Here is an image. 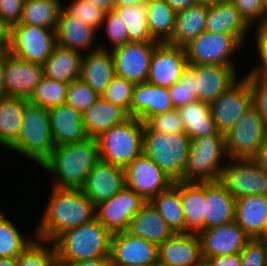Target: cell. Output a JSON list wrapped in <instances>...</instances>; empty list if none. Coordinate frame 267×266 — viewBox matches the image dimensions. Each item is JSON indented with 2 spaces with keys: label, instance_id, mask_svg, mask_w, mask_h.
<instances>
[{
  "label": "cell",
  "instance_id": "obj_1",
  "mask_svg": "<svg viewBox=\"0 0 267 266\" xmlns=\"http://www.w3.org/2000/svg\"><path fill=\"white\" fill-rule=\"evenodd\" d=\"M52 187L43 216L34 231L35 238L50 242L65 230L96 218L95 205L79 188Z\"/></svg>",
  "mask_w": 267,
  "mask_h": 266
},
{
  "label": "cell",
  "instance_id": "obj_2",
  "mask_svg": "<svg viewBox=\"0 0 267 266\" xmlns=\"http://www.w3.org/2000/svg\"><path fill=\"white\" fill-rule=\"evenodd\" d=\"M99 160L97 139L87 137L81 142L55 146L41 167L57 176L55 187L80 189Z\"/></svg>",
  "mask_w": 267,
  "mask_h": 266
},
{
  "label": "cell",
  "instance_id": "obj_3",
  "mask_svg": "<svg viewBox=\"0 0 267 266\" xmlns=\"http://www.w3.org/2000/svg\"><path fill=\"white\" fill-rule=\"evenodd\" d=\"M111 233L96 219L59 234L53 241L57 262L93 260L110 256Z\"/></svg>",
  "mask_w": 267,
  "mask_h": 266
},
{
  "label": "cell",
  "instance_id": "obj_4",
  "mask_svg": "<svg viewBox=\"0 0 267 266\" xmlns=\"http://www.w3.org/2000/svg\"><path fill=\"white\" fill-rule=\"evenodd\" d=\"M54 147L48 108L28 101L16 140L8 148L41 166L50 157Z\"/></svg>",
  "mask_w": 267,
  "mask_h": 266
},
{
  "label": "cell",
  "instance_id": "obj_5",
  "mask_svg": "<svg viewBox=\"0 0 267 266\" xmlns=\"http://www.w3.org/2000/svg\"><path fill=\"white\" fill-rule=\"evenodd\" d=\"M144 123L133 117L96 137L99 159L124 168L143 152Z\"/></svg>",
  "mask_w": 267,
  "mask_h": 266
},
{
  "label": "cell",
  "instance_id": "obj_6",
  "mask_svg": "<svg viewBox=\"0 0 267 266\" xmlns=\"http://www.w3.org/2000/svg\"><path fill=\"white\" fill-rule=\"evenodd\" d=\"M225 157V158H224ZM228 159L224 134L191 139L188 157L183 170V182L218 181Z\"/></svg>",
  "mask_w": 267,
  "mask_h": 266
},
{
  "label": "cell",
  "instance_id": "obj_7",
  "mask_svg": "<svg viewBox=\"0 0 267 266\" xmlns=\"http://www.w3.org/2000/svg\"><path fill=\"white\" fill-rule=\"evenodd\" d=\"M190 142L191 139L185 132L164 134L151 131L144 124L143 153L174 182L183 178Z\"/></svg>",
  "mask_w": 267,
  "mask_h": 266
},
{
  "label": "cell",
  "instance_id": "obj_8",
  "mask_svg": "<svg viewBox=\"0 0 267 266\" xmlns=\"http://www.w3.org/2000/svg\"><path fill=\"white\" fill-rule=\"evenodd\" d=\"M244 44L234 35L204 31L184 46L188 65L235 66L231 56Z\"/></svg>",
  "mask_w": 267,
  "mask_h": 266
},
{
  "label": "cell",
  "instance_id": "obj_9",
  "mask_svg": "<svg viewBox=\"0 0 267 266\" xmlns=\"http://www.w3.org/2000/svg\"><path fill=\"white\" fill-rule=\"evenodd\" d=\"M55 45L56 30L27 24L10 27L7 51L22 60L42 65Z\"/></svg>",
  "mask_w": 267,
  "mask_h": 266
},
{
  "label": "cell",
  "instance_id": "obj_10",
  "mask_svg": "<svg viewBox=\"0 0 267 266\" xmlns=\"http://www.w3.org/2000/svg\"><path fill=\"white\" fill-rule=\"evenodd\" d=\"M228 160L219 181L234 199L249 195L267 196V172L253 158Z\"/></svg>",
  "mask_w": 267,
  "mask_h": 266
},
{
  "label": "cell",
  "instance_id": "obj_11",
  "mask_svg": "<svg viewBox=\"0 0 267 266\" xmlns=\"http://www.w3.org/2000/svg\"><path fill=\"white\" fill-rule=\"evenodd\" d=\"M266 137L267 130L252 105L224 135L228 158H253Z\"/></svg>",
  "mask_w": 267,
  "mask_h": 266
},
{
  "label": "cell",
  "instance_id": "obj_12",
  "mask_svg": "<svg viewBox=\"0 0 267 266\" xmlns=\"http://www.w3.org/2000/svg\"><path fill=\"white\" fill-rule=\"evenodd\" d=\"M125 187L145 201L167 190L174 181L143 152L124 168Z\"/></svg>",
  "mask_w": 267,
  "mask_h": 266
},
{
  "label": "cell",
  "instance_id": "obj_13",
  "mask_svg": "<svg viewBox=\"0 0 267 266\" xmlns=\"http://www.w3.org/2000/svg\"><path fill=\"white\" fill-rule=\"evenodd\" d=\"M209 105L217 131L225 135L252 106L248 81L244 77L238 79Z\"/></svg>",
  "mask_w": 267,
  "mask_h": 266
},
{
  "label": "cell",
  "instance_id": "obj_14",
  "mask_svg": "<svg viewBox=\"0 0 267 266\" xmlns=\"http://www.w3.org/2000/svg\"><path fill=\"white\" fill-rule=\"evenodd\" d=\"M146 201L133 190L124 187L110 199L95 206L96 219L111 233L127 230L132 217Z\"/></svg>",
  "mask_w": 267,
  "mask_h": 266
},
{
  "label": "cell",
  "instance_id": "obj_15",
  "mask_svg": "<svg viewBox=\"0 0 267 266\" xmlns=\"http://www.w3.org/2000/svg\"><path fill=\"white\" fill-rule=\"evenodd\" d=\"M159 42H126L111 50L116 75L134 84L147 81L152 52Z\"/></svg>",
  "mask_w": 267,
  "mask_h": 266
},
{
  "label": "cell",
  "instance_id": "obj_16",
  "mask_svg": "<svg viewBox=\"0 0 267 266\" xmlns=\"http://www.w3.org/2000/svg\"><path fill=\"white\" fill-rule=\"evenodd\" d=\"M110 258L112 266H158V246L128 232L111 235Z\"/></svg>",
  "mask_w": 267,
  "mask_h": 266
},
{
  "label": "cell",
  "instance_id": "obj_17",
  "mask_svg": "<svg viewBox=\"0 0 267 266\" xmlns=\"http://www.w3.org/2000/svg\"><path fill=\"white\" fill-rule=\"evenodd\" d=\"M188 66L184 47L159 43L152 52L147 82L169 88Z\"/></svg>",
  "mask_w": 267,
  "mask_h": 266
},
{
  "label": "cell",
  "instance_id": "obj_18",
  "mask_svg": "<svg viewBox=\"0 0 267 266\" xmlns=\"http://www.w3.org/2000/svg\"><path fill=\"white\" fill-rule=\"evenodd\" d=\"M198 236L203 261L210 257L240 253L250 239L235 221L204 229Z\"/></svg>",
  "mask_w": 267,
  "mask_h": 266
},
{
  "label": "cell",
  "instance_id": "obj_19",
  "mask_svg": "<svg viewBox=\"0 0 267 266\" xmlns=\"http://www.w3.org/2000/svg\"><path fill=\"white\" fill-rule=\"evenodd\" d=\"M125 187L124 170L122 167L99 160L86 176L80 190L96 206L110 199Z\"/></svg>",
  "mask_w": 267,
  "mask_h": 266
},
{
  "label": "cell",
  "instance_id": "obj_20",
  "mask_svg": "<svg viewBox=\"0 0 267 266\" xmlns=\"http://www.w3.org/2000/svg\"><path fill=\"white\" fill-rule=\"evenodd\" d=\"M195 74L197 100L210 104L239 78L237 67L224 65H189Z\"/></svg>",
  "mask_w": 267,
  "mask_h": 266
},
{
  "label": "cell",
  "instance_id": "obj_21",
  "mask_svg": "<svg viewBox=\"0 0 267 266\" xmlns=\"http://www.w3.org/2000/svg\"><path fill=\"white\" fill-rule=\"evenodd\" d=\"M202 261L198 234L174 233L158 245V266H198Z\"/></svg>",
  "mask_w": 267,
  "mask_h": 266
},
{
  "label": "cell",
  "instance_id": "obj_22",
  "mask_svg": "<svg viewBox=\"0 0 267 266\" xmlns=\"http://www.w3.org/2000/svg\"><path fill=\"white\" fill-rule=\"evenodd\" d=\"M43 76V66L22 60L6 50L5 91L7 96L29 98Z\"/></svg>",
  "mask_w": 267,
  "mask_h": 266
},
{
  "label": "cell",
  "instance_id": "obj_23",
  "mask_svg": "<svg viewBox=\"0 0 267 266\" xmlns=\"http://www.w3.org/2000/svg\"><path fill=\"white\" fill-rule=\"evenodd\" d=\"M48 115L55 146L81 142L88 137L83 126L82 113L68 104L48 108Z\"/></svg>",
  "mask_w": 267,
  "mask_h": 266
},
{
  "label": "cell",
  "instance_id": "obj_24",
  "mask_svg": "<svg viewBox=\"0 0 267 266\" xmlns=\"http://www.w3.org/2000/svg\"><path fill=\"white\" fill-rule=\"evenodd\" d=\"M98 46L97 50L82 54L80 78L101 96L116 72L110 48Z\"/></svg>",
  "mask_w": 267,
  "mask_h": 266
},
{
  "label": "cell",
  "instance_id": "obj_25",
  "mask_svg": "<svg viewBox=\"0 0 267 266\" xmlns=\"http://www.w3.org/2000/svg\"><path fill=\"white\" fill-rule=\"evenodd\" d=\"M235 199L218 181L205 182L204 229L234 221Z\"/></svg>",
  "mask_w": 267,
  "mask_h": 266
},
{
  "label": "cell",
  "instance_id": "obj_26",
  "mask_svg": "<svg viewBox=\"0 0 267 266\" xmlns=\"http://www.w3.org/2000/svg\"><path fill=\"white\" fill-rule=\"evenodd\" d=\"M168 88L146 82L135 84L131 117L144 122L148 117L173 110Z\"/></svg>",
  "mask_w": 267,
  "mask_h": 266
},
{
  "label": "cell",
  "instance_id": "obj_27",
  "mask_svg": "<svg viewBox=\"0 0 267 266\" xmlns=\"http://www.w3.org/2000/svg\"><path fill=\"white\" fill-rule=\"evenodd\" d=\"M96 32L98 31L81 20H77L62 8L56 28V44L79 52L84 50L88 53L99 48L94 45Z\"/></svg>",
  "mask_w": 267,
  "mask_h": 266
},
{
  "label": "cell",
  "instance_id": "obj_28",
  "mask_svg": "<svg viewBox=\"0 0 267 266\" xmlns=\"http://www.w3.org/2000/svg\"><path fill=\"white\" fill-rule=\"evenodd\" d=\"M234 221L250 238H262L267 228V196L249 195L235 199Z\"/></svg>",
  "mask_w": 267,
  "mask_h": 266
},
{
  "label": "cell",
  "instance_id": "obj_29",
  "mask_svg": "<svg viewBox=\"0 0 267 266\" xmlns=\"http://www.w3.org/2000/svg\"><path fill=\"white\" fill-rule=\"evenodd\" d=\"M249 29L251 27L229 0H217L208 6L205 31L232 34L244 44Z\"/></svg>",
  "mask_w": 267,
  "mask_h": 266
},
{
  "label": "cell",
  "instance_id": "obj_30",
  "mask_svg": "<svg viewBox=\"0 0 267 266\" xmlns=\"http://www.w3.org/2000/svg\"><path fill=\"white\" fill-rule=\"evenodd\" d=\"M126 232L157 246L174 234L150 201H146L132 217Z\"/></svg>",
  "mask_w": 267,
  "mask_h": 266
},
{
  "label": "cell",
  "instance_id": "obj_31",
  "mask_svg": "<svg viewBox=\"0 0 267 266\" xmlns=\"http://www.w3.org/2000/svg\"><path fill=\"white\" fill-rule=\"evenodd\" d=\"M184 212V233L199 234L204 230L205 182L179 181Z\"/></svg>",
  "mask_w": 267,
  "mask_h": 266
},
{
  "label": "cell",
  "instance_id": "obj_32",
  "mask_svg": "<svg viewBox=\"0 0 267 266\" xmlns=\"http://www.w3.org/2000/svg\"><path fill=\"white\" fill-rule=\"evenodd\" d=\"M207 13L208 6L204 4H194L177 12L173 33L166 43L178 47L187 45L206 30Z\"/></svg>",
  "mask_w": 267,
  "mask_h": 266
},
{
  "label": "cell",
  "instance_id": "obj_33",
  "mask_svg": "<svg viewBox=\"0 0 267 266\" xmlns=\"http://www.w3.org/2000/svg\"><path fill=\"white\" fill-rule=\"evenodd\" d=\"M83 126L88 137L96 138L102 132L125 121L129 116L119 106L99 97L83 114Z\"/></svg>",
  "mask_w": 267,
  "mask_h": 266
},
{
  "label": "cell",
  "instance_id": "obj_34",
  "mask_svg": "<svg viewBox=\"0 0 267 266\" xmlns=\"http://www.w3.org/2000/svg\"><path fill=\"white\" fill-rule=\"evenodd\" d=\"M82 53L56 44L42 64L43 76L69 84L80 77Z\"/></svg>",
  "mask_w": 267,
  "mask_h": 266
},
{
  "label": "cell",
  "instance_id": "obj_35",
  "mask_svg": "<svg viewBox=\"0 0 267 266\" xmlns=\"http://www.w3.org/2000/svg\"><path fill=\"white\" fill-rule=\"evenodd\" d=\"M190 139L216 135L218 133L210 110V105L199 100L177 108Z\"/></svg>",
  "mask_w": 267,
  "mask_h": 266
},
{
  "label": "cell",
  "instance_id": "obj_36",
  "mask_svg": "<svg viewBox=\"0 0 267 266\" xmlns=\"http://www.w3.org/2000/svg\"><path fill=\"white\" fill-rule=\"evenodd\" d=\"M27 98L5 96L0 98V145L8 148L22 125Z\"/></svg>",
  "mask_w": 267,
  "mask_h": 266
},
{
  "label": "cell",
  "instance_id": "obj_37",
  "mask_svg": "<svg viewBox=\"0 0 267 266\" xmlns=\"http://www.w3.org/2000/svg\"><path fill=\"white\" fill-rule=\"evenodd\" d=\"M62 8L60 0H24L19 24L56 30Z\"/></svg>",
  "mask_w": 267,
  "mask_h": 266
},
{
  "label": "cell",
  "instance_id": "obj_38",
  "mask_svg": "<svg viewBox=\"0 0 267 266\" xmlns=\"http://www.w3.org/2000/svg\"><path fill=\"white\" fill-rule=\"evenodd\" d=\"M146 7L150 36L159 43H166L174 30L176 12L165 0L146 1Z\"/></svg>",
  "mask_w": 267,
  "mask_h": 266
},
{
  "label": "cell",
  "instance_id": "obj_39",
  "mask_svg": "<svg viewBox=\"0 0 267 266\" xmlns=\"http://www.w3.org/2000/svg\"><path fill=\"white\" fill-rule=\"evenodd\" d=\"M150 202L174 233H184V212L180 199L179 181L153 197Z\"/></svg>",
  "mask_w": 267,
  "mask_h": 266
},
{
  "label": "cell",
  "instance_id": "obj_40",
  "mask_svg": "<svg viewBox=\"0 0 267 266\" xmlns=\"http://www.w3.org/2000/svg\"><path fill=\"white\" fill-rule=\"evenodd\" d=\"M112 11L127 28L128 42H157L148 29L146 2L132 6L114 5Z\"/></svg>",
  "mask_w": 267,
  "mask_h": 266
},
{
  "label": "cell",
  "instance_id": "obj_41",
  "mask_svg": "<svg viewBox=\"0 0 267 266\" xmlns=\"http://www.w3.org/2000/svg\"><path fill=\"white\" fill-rule=\"evenodd\" d=\"M68 84L42 76L28 101L45 108L64 104L67 98Z\"/></svg>",
  "mask_w": 267,
  "mask_h": 266
},
{
  "label": "cell",
  "instance_id": "obj_42",
  "mask_svg": "<svg viewBox=\"0 0 267 266\" xmlns=\"http://www.w3.org/2000/svg\"><path fill=\"white\" fill-rule=\"evenodd\" d=\"M33 241L22 237L15 224L0 211V257H17Z\"/></svg>",
  "mask_w": 267,
  "mask_h": 266
},
{
  "label": "cell",
  "instance_id": "obj_43",
  "mask_svg": "<svg viewBox=\"0 0 267 266\" xmlns=\"http://www.w3.org/2000/svg\"><path fill=\"white\" fill-rule=\"evenodd\" d=\"M17 261L19 266H58L53 243L37 238L17 256Z\"/></svg>",
  "mask_w": 267,
  "mask_h": 266
},
{
  "label": "cell",
  "instance_id": "obj_44",
  "mask_svg": "<svg viewBox=\"0 0 267 266\" xmlns=\"http://www.w3.org/2000/svg\"><path fill=\"white\" fill-rule=\"evenodd\" d=\"M134 87V83L115 74L101 97L113 105L119 106L131 117Z\"/></svg>",
  "mask_w": 267,
  "mask_h": 266
},
{
  "label": "cell",
  "instance_id": "obj_45",
  "mask_svg": "<svg viewBox=\"0 0 267 266\" xmlns=\"http://www.w3.org/2000/svg\"><path fill=\"white\" fill-rule=\"evenodd\" d=\"M195 81L196 78L194 70L188 65L183 70L179 81L168 88L171 103L174 108L177 109L181 106L197 101Z\"/></svg>",
  "mask_w": 267,
  "mask_h": 266
},
{
  "label": "cell",
  "instance_id": "obj_46",
  "mask_svg": "<svg viewBox=\"0 0 267 266\" xmlns=\"http://www.w3.org/2000/svg\"><path fill=\"white\" fill-rule=\"evenodd\" d=\"M100 97L80 77L68 84L66 104L82 114Z\"/></svg>",
  "mask_w": 267,
  "mask_h": 266
},
{
  "label": "cell",
  "instance_id": "obj_47",
  "mask_svg": "<svg viewBox=\"0 0 267 266\" xmlns=\"http://www.w3.org/2000/svg\"><path fill=\"white\" fill-rule=\"evenodd\" d=\"M63 8L77 20H81L95 30L104 27L102 22L105 19L106 10L100 6L83 0H73L71 4L63 6Z\"/></svg>",
  "mask_w": 267,
  "mask_h": 266
},
{
  "label": "cell",
  "instance_id": "obj_48",
  "mask_svg": "<svg viewBox=\"0 0 267 266\" xmlns=\"http://www.w3.org/2000/svg\"><path fill=\"white\" fill-rule=\"evenodd\" d=\"M151 131L164 134L185 132L178 109L148 117L143 122Z\"/></svg>",
  "mask_w": 267,
  "mask_h": 266
},
{
  "label": "cell",
  "instance_id": "obj_49",
  "mask_svg": "<svg viewBox=\"0 0 267 266\" xmlns=\"http://www.w3.org/2000/svg\"><path fill=\"white\" fill-rule=\"evenodd\" d=\"M241 266H267V241L250 238L240 252Z\"/></svg>",
  "mask_w": 267,
  "mask_h": 266
},
{
  "label": "cell",
  "instance_id": "obj_50",
  "mask_svg": "<svg viewBox=\"0 0 267 266\" xmlns=\"http://www.w3.org/2000/svg\"><path fill=\"white\" fill-rule=\"evenodd\" d=\"M240 12L242 18L252 28L253 23L267 26V16L262 0H229ZM258 20V21H257Z\"/></svg>",
  "mask_w": 267,
  "mask_h": 266
},
{
  "label": "cell",
  "instance_id": "obj_51",
  "mask_svg": "<svg viewBox=\"0 0 267 266\" xmlns=\"http://www.w3.org/2000/svg\"><path fill=\"white\" fill-rule=\"evenodd\" d=\"M102 25L105 26L107 39L111 42L112 50L128 42L127 28L112 10L106 11Z\"/></svg>",
  "mask_w": 267,
  "mask_h": 266
},
{
  "label": "cell",
  "instance_id": "obj_52",
  "mask_svg": "<svg viewBox=\"0 0 267 266\" xmlns=\"http://www.w3.org/2000/svg\"><path fill=\"white\" fill-rule=\"evenodd\" d=\"M244 78L248 81L251 90L252 105L258 111L267 130V80L258 79L249 74L245 75Z\"/></svg>",
  "mask_w": 267,
  "mask_h": 266
},
{
  "label": "cell",
  "instance_id": "obj_53",
  "mask_svg": "<svg viewBox=\"0 0 267 266\" xmlns=\"http://www.w3.org/2000/svg\"><path fill=\"white\" fill-rule=\"evenodd\" d=\"M256 45L258 56H260V64L249 71L250 76L258 79L267 80V26H256Z\"/></svg>",
  "mask_w": 267,
  "mask_h": 266
},
{
  "label": "cell",
  "instance_id": "obj_54",
  "mask_svg": "<svg viewBox=\"0 0 267 266\" xmlns=\"http://www.w3.org/2000/svg\"><path fill=\"white\" fill-rule=\"evenodd\" d=\"M24 0H0V18L9 26L19 24Z\"/></svg>",
  "mask_w": 267,
  "mask_h": 266
},
{
  "label": "cell",
  "instance_id": "obj_55",
  "mask_svg": "<svg viewBox=\"0 0 267 266\" xmlns=\"http://www.w3.org/2000/svg\"><path fill=\"white\" fill-rule=\"evenodd\" d=\"M205 261L209 266H241L240 253L210 257Z\"/></svg>",
  "mask_w": 267,
  "mask_h": 266
},
{
  "label": "cell",
  "instance_id": "obj_56",
  "mask_svg": "<svg viewBox=\"0 0 267 266\" xmlns=\"http://www.w3.org/2000/svg\"><path fill=\"white\" fill-rule=\"evenodd\" d=\"M58 266H112V262L110 256H107L85 261L58 262Z\"/></svg>",
  "mask_w": 267,
  "mask_h": 266
},
{
  "label": "cell",
  "instance_id": "obj_57",
  "mask_svg": "<svg viewBox=\"0 0 267 266\" xmlns=\"http://www.w3.org/2000/svg\"><path fill=\"white\" fill-rule=\"evenodd\" d=\"M253 159L267 172V137L262 142L257 154Z\"/></svg>",
  "mask_w": 267,
  "mask_h": 266
},
{
  "label": "cell",
  "instance_id": "obj_58",
  "mask_svg": "<svg viewBox=\"0 0 267 266\" xmlns=\"http://www.w3.org/2000/svg\"><path fill=\"white\" fill-rule=\"evenodd\" d=\"M5 63L6 50L0 51V98L7 96L5 91Z\"/></svg>",
  "mask_w": 267,
  "mask_h": 266
},
{
  "label": "cell",
  "instance_id": "obj_59",
  "mask_svg": "<svg viewBox=\"0 0 267 266\" xmlns=\"http://www.w3.org/2000/svg\"><path fill=\"white\" fill-rule=\"evenodd\" d=\"M9 32V26L0 18V51L8 49Z\"/></svg>",
  "mask_w": 267,
  "mask_h": 266
},
{
  "label": "cell",
  "instance_id": "obj_60",
  "mask_svg": "<svg viewBox=\"0 0 267 266\" xmlns=\"http://www.w3.org/2000/svg\"><path fill=\"white\" fill-rule=\"evenodd\" d=\"M166 3L177 13L195 4V0H165Z\"/></svg>",
  "mask_w": 267,
  "mask_h": 266
},
{
  "label": "cell",
  "instance_id": "obj_61",
  "mask_svg": "<svg viewBox=\"0 0 267 266\" xmlns=\"http://www.w3.org/2000/svg\"><path fill=\"white\" fill-rule=\"evenodd\" d=\"M89 3H93L94 5L100 6L106 11L112 10L115 5V0H83Z\"/></svg>",
  "mask_w": 267,
  "mask_h": 266
},
{
  "label": "cell",
  "instance_id": "obj_62",
  "mask_svg": "<svg viewBox=\"0 0 267 266\" xmlns=\"http://www.w3.org/2000/svg\"><path fill=\"white\" fill-rule=\"evenodd\" d=\"M0 266H19L17 257H0Z\"/></svg>",
  "mask_w": 267,
  "mask_h": 266
},
{
  "label": "cell",
  "instance_id": "obj_63",
  "mask_svg": "<svg viewBox=\"0 0 267 266\" xmlns=\"http://www.w3.org/2000/svg\"><path fill=\"white\" fill-rule=\"evenodd\" d=\"M146 2L145 0H115V5L132 6Z\"/></svg>",
  "mask_w": 267,
  "mask_h": 266
},
{
  "label": "cell",
  "instance_id": "obj_64",
  "mask_svg": "<svg viewBox=\"0 0 267 266\" xmlns=\"http://www.w3.org/2000/svg\"><path fill=\"white\" fill-rule=\"evenodd\" d=\"M217 0H195V4L212 5Z\"/></svg>",
  "mask_w": 267,
  "mask_h": 266
},
{
  "label": "cell",
  "instance_id": "obj_65",
  "mask_svg": "<svg viewBox=\"0 0 267 266\" xmlns=\"http://www.w3.org/2000/svg\"><path fill=\"white\" fill-rule=\"evenodd\" d=\"M262 2H263V6H264V9H265L266 16H267V0H262Z\"/></svg>",
  "mask_w": 267,
  "mask_h": 266
},
{
  "label": "cell",
  "instance_id": "obj_66",
  "mask_svg": "<svg viewBox=\"0 0 267 266\" xmlns=\"http://www.w3.org/2000/svg\"><path fill=\"white\" fill-rule=\"evenodd\" d=\"M198 266H209L206 261H202Z\"/></svg>",
  "mask_w": 267,
  "mask_h": 266
},
{
  "label": "cell",
  "instance_id": "obj_67",
  "mask_svg": "<svg viewBox=\"0 0 267 266\" xmlns=\"http://www.w3.org/2000/svg\"><path fill=\"white\" fill-rule=\"evenodd\" d=\"M262 239H264V240L267 241V228H266V230H265V234H264V236L262 237Z\"/></svg>",
  "mask_w": 267,
  "mask_h": 266
},
{
  "label": "cell",
  "instance_id": "obj_68",
  "mask_svg": "<svg viewBox=\"0 0 267 266\" xmlns=\"http://www.w3.org/2000/svg\"><path fill=\"white\" fill-rule=\"evenodd\" d=\"M122 266H144V265H122Z\"/></svg>",
  "mask_w": 267,
  "mask_h": 266
}]
</instances>
